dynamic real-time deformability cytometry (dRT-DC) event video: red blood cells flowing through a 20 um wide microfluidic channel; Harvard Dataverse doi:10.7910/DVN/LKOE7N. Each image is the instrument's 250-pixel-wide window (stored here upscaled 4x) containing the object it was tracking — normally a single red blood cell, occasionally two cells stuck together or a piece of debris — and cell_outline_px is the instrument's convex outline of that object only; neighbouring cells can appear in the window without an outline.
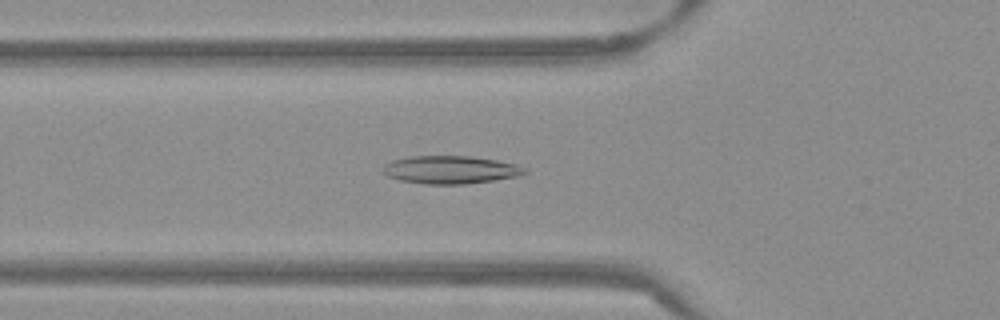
{"species": "Egyptian fruit bat (a non-hibernating species)", "species_latin": "Rousettus aegyptiacus", "temperature_condition": "warm", "stored_images_in_passage": 53, "camera_frame_rate_fps": 3000, "um_per_image_px": 0.085, "frame": {"image": 1, "passage_image": 19, "time_ms": 6.0, "image_size_px": [1000, 320], "cell_outline_px": [[528, 172], [520, 176], [464, 184], [424, 184], [400, 180], [388, 176], [380, 172], [380, 168], [384, 164], [392, 160], [412, 156], [472, 156], [496, 160], [516, 164], [524, 168]], "centroid_in_image_um": [38.24, 14.42], "position_along_channel_um": 87.6, "area_um2": 23.18}}
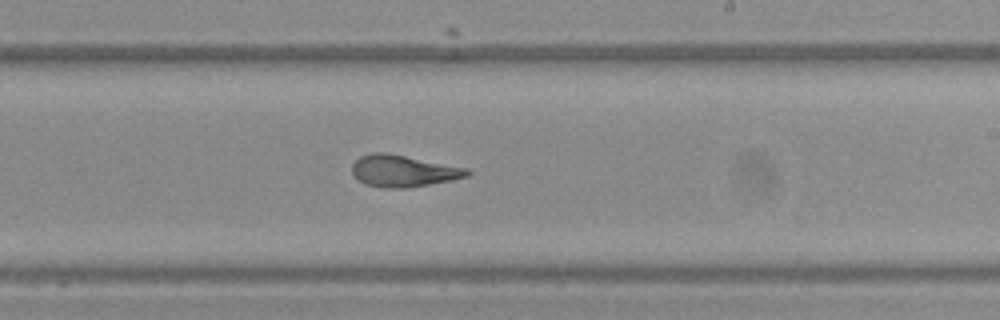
{"frame": {"image": 2, "passage_image": 32, "time_ms": 10.333, "image_size_px": [1000, 320], "cell_outline_px": [[472, 172], [468, 176], [452, 180], [408, 188], [384, 188], [368, 184], [360, 180], [352, 172], [352, 164], [360, 156], [372, 152], [384, 152], [468, 168]], "centroid_in_image_um": [34.3, 14.53], "position_along_channel_um": 254.7, "area_um2": 21.1}}
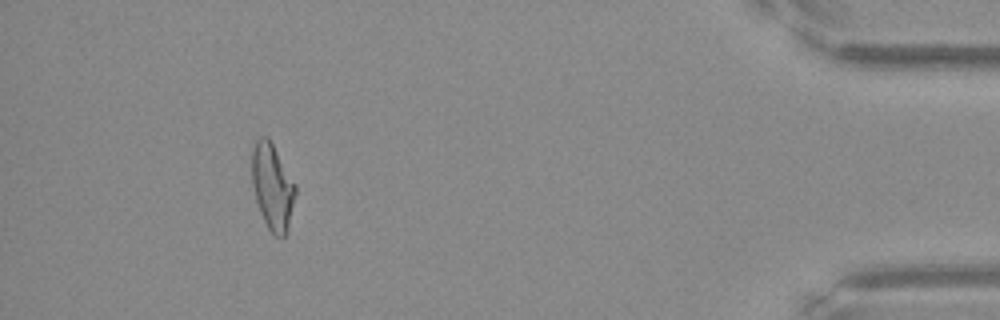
{"frame": {"image": 3, "passage_image": 49, "time_ms": 16.0, "image_size_px": [1000, 320], "cell_outline_px": [[296, 196], [288, 232], [284, 240], [280, 240], [268, 228], [260, 212], [256, 200], [252, 184], [252, 152], [256, 140], [260, 136], [268, 136], [296, 184]], "centroid_in_image_um": [23.18, 15.92], "position_along_channel_um": 412.0, "area_um2": 22.2}, "authors_computed_cell_mechanics": {"area_um2": 22.0796, "velocity_mm_per_s": 3.8489, "shape_relaxation_time_tau1_ms": null, "shape_relaxation_time_tau2_ms": 1.6321, "deformation_change_tau1": null, "deformation_change_tau2": 0.0944}}